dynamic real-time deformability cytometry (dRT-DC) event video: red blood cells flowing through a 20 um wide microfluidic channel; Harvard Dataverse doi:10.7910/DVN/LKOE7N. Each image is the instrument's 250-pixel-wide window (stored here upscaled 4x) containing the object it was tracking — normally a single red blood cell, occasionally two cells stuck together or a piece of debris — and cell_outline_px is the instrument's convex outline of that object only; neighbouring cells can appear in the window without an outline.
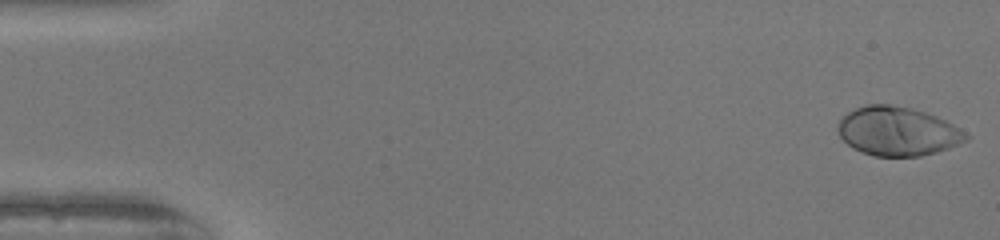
{"species": "human", "species_latin": "Homo sapiens", "temperature_condition": "warm", "stored_images_in_passage": 51, "camera_frame_rate_fps": 3000, "um_per_image_px": 0.085, "donor": {"sex": "female"}, "frame": {"image": 1, "passage_image": 1, "time_ms": 0.0, "image_size_px": [1000, 240], "cell_outline_px": [[972, 136], [968, 140], [948, 148], [936, 152], [920, 156], [872, 156], [860, 152], [852, 148], [840, 136], [836, 128], [840, 120], [848, 112], [856, 108], [868, 104], [888, 104], [912, 108], [936, 116], [960, 128]], "centroid_in_image_um": [76.3, 11.17], "position_along_channel_um": 8.7, "area_um2": 36.59}}
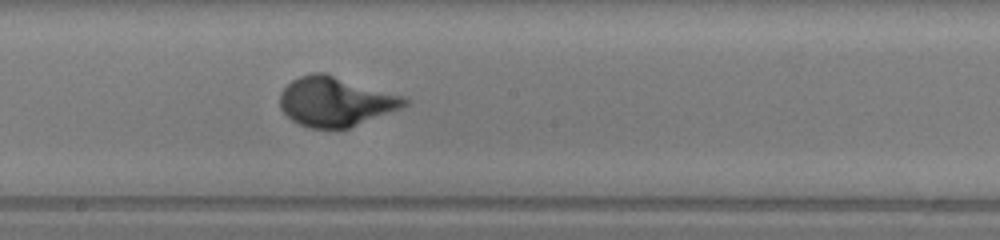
{"frame": {"image": 2, "passage_image": 28, "time_ms": 9.0, "image_size_px": [1000, 240], "cell_outline_px": [[408, 104], [400, 108], [348, 128], [308, 128], [292, 120], [280, 108], [280, 92], [292, 80], [300, 76], [312, 72], [324, 72], [408, 96]], "centroid_in_image_um": [28.54, 8.61], "position_along_channel_um": 219.7, "area_um2": 36.07}}
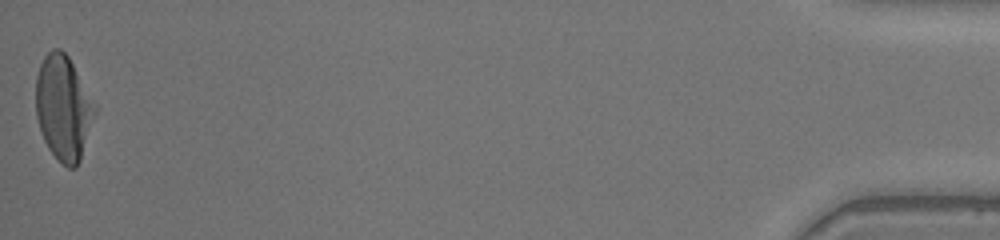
{"frame": {"image": 3, "passage_image": 51, "time_ms": 16.667, "image_size_px": [1000, 240], "cell_outline_px": [[96, 112], [80, 160], [76, 168], [68, 168], [48, 148], [44, 140], [36, 116], [36, 76], [40, 64], [44, 56], [52, 48], [60, 48], [68, 56], [96, 104]], "centroid_in_image_um": [5.39, 9.14], "position_along_channel_um": 429.8, "area_um2": 35.84}, "authors_computed_cell_mechanics": {"area_um2": 35.0846, "velocity_mm_per_s": 4.0491, "shape_relaxation_time_tau1_ms": 2.9752, "shape_relaxation_time_tau2_ms": null, "deformation_change_tau1": 0.2248, "deformation_change_tau2": null}}